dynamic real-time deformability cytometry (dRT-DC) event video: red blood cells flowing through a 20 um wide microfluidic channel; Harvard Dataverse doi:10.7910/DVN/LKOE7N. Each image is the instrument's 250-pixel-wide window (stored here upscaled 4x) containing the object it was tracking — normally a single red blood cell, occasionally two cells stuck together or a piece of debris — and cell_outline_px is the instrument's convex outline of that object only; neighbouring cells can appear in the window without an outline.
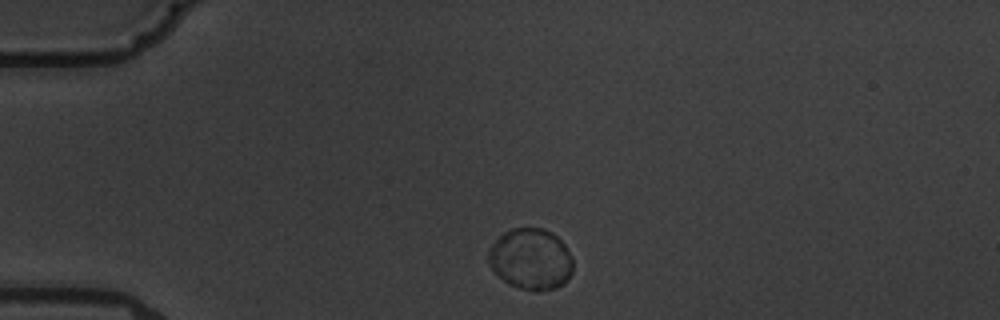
{"species": "common noctule bat (a hibernating species)", "species_latin": "Nyctalus noctula", "temperature_condition": "warm", "stored_images_in_passage": 2, "camera_frame_rate_fps": 3000, "um_per_image_px": 0.085, "animal": {"sex": "male", "body_mass_g": 19.5, "forearm_length_mm": 54.6}, "frame": {"image": 1, "passage_image": 1, "time_ms": 0.0, "image_size_px": [1000, 320], "cell_outline_px": [[572, 272], [568, 280], [564, 284], [556, 288], [536, 292], [520, 288], [508, 284], [488, 264], [488, 248], [504, 232], [512, 228], [544, 228], [552, 232], [564, 244], [572, 256]], "centroid_in_image_um": [45.13, 22.03], "position_along_channel_um": 39.9, "area_um2": 30.35}}